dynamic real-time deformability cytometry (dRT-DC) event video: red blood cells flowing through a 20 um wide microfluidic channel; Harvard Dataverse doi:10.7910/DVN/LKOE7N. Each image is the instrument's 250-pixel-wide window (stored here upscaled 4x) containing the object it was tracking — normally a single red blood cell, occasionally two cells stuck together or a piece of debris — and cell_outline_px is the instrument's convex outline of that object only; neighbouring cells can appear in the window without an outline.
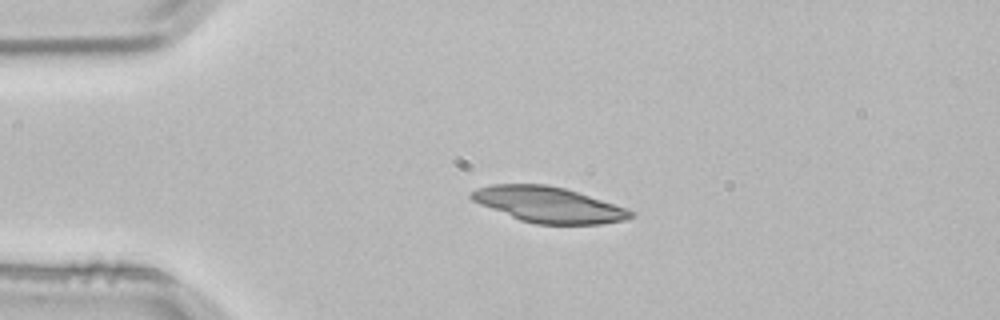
{"species": "common noctule bat (a hibernating species)", "species_latin": "Nyctalus noctula", "temperature_condition": "room temperature", "stored_images_in_passage": 3, "camera_frame_rate_fps": 3000, "um_per_image_px": 0.085, "animal": {"sex": "male", "body_mass_g": 21.5, "forearm_length_mm": 52.0}, "frame": {"image": 1, "passage_image": 1, "time_ms": 0.0, "image_size_px": [1000, 320], "cell_outline_px": [[636, 216], [628, 220], [600, 224], [536, 224], [520, 220], [480, 204], [472, 200], [468, 196], [476, 188], [492, 184], [548, 184], [564, 188], [636, 212]], "centroid_in_image_um": [46.62, 17.4], "position_along_channel_um": 38.4, "area_um2": 32.83}}